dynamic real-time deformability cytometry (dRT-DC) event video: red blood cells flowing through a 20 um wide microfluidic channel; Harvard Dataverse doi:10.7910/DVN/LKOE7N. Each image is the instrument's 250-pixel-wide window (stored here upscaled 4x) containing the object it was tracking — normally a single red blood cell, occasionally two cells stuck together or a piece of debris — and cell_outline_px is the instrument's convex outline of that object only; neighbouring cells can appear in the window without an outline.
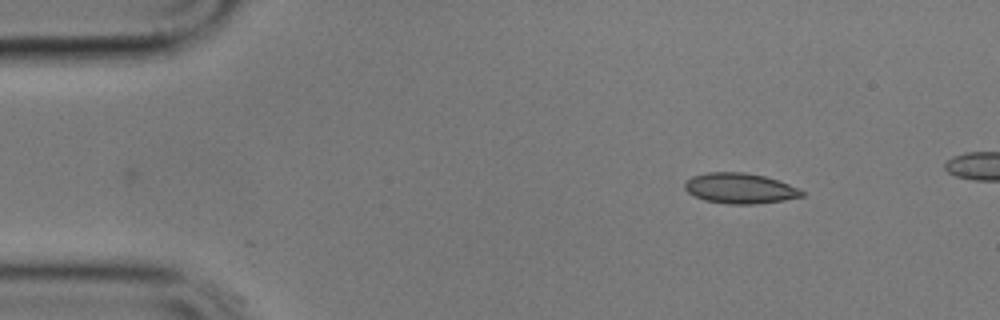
{"species": "common noctule bat (a hibernating species)", "species_latin": "Nyctalus noctula", "temperature_condition": "cold", "stored_images_in_passage": 4, "camera_frame_rate_fps": 3000, "um_per_image_px": 0.085, "animal": {"sex": "male", "body_mass_g": 17.9}, "frame": {"image": 1, "passage_image": 1, "time_ms": 0.0, "image_size_px": [1000, 320], "cell_outline_px": [[804, 196], [784, 200], [756, 204], [728, 204], [704, 200], [692, 196], [684, 188], [684, 184], [692, 176], [708, 172], [744, 172], [764, 176], [800, 188], [804, 192]], "centroid_in_image_um": [62.88, 16.01], "position_along_channel_um": 22.1, "area_um2": 20.81}}